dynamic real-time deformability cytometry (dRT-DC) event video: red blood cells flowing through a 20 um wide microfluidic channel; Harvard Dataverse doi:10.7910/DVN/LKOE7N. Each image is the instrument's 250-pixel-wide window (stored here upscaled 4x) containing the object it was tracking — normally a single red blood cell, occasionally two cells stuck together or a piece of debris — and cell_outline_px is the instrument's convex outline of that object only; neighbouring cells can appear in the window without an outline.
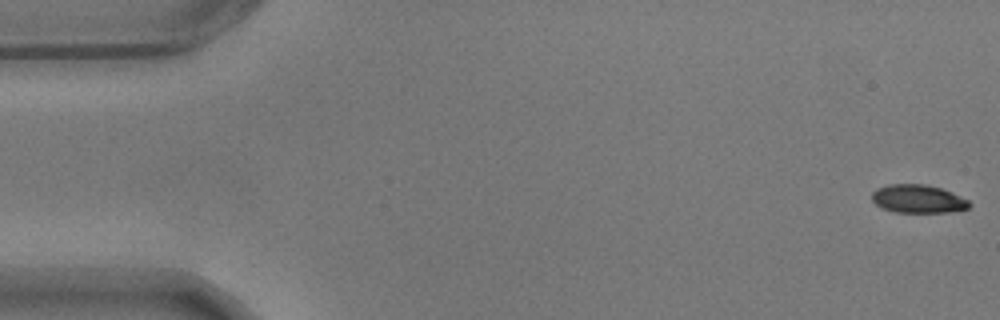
{"species": "common noctule bat (a hibernating species)", "species_latin": "Nyctalus noctula", "temperature_condition": "warm", "stored_images_in_passage": 13, "camera_frame_rate_fps": 3000, "um_per_image_px": 0.085, "animal": {"sex": "male", "body_mass_g": 17.9}, "frame": {"image": 1, "passage_image": 1, "time_ms": 0.0, "image_size_px": [1000, 320], "cell_outline_px": [[972, 204], [968, 208], [948, 212], [896, 212], [880, 208], [872, 200], [872, 192], [876, 188], [888, 184], [924, 184], [940, 188], [952, 192], [968, 200]], "centroid_in_image_um": [78.01, 16.9], "position_along_channel_um": 7.0, "area_um2": 16.07}}